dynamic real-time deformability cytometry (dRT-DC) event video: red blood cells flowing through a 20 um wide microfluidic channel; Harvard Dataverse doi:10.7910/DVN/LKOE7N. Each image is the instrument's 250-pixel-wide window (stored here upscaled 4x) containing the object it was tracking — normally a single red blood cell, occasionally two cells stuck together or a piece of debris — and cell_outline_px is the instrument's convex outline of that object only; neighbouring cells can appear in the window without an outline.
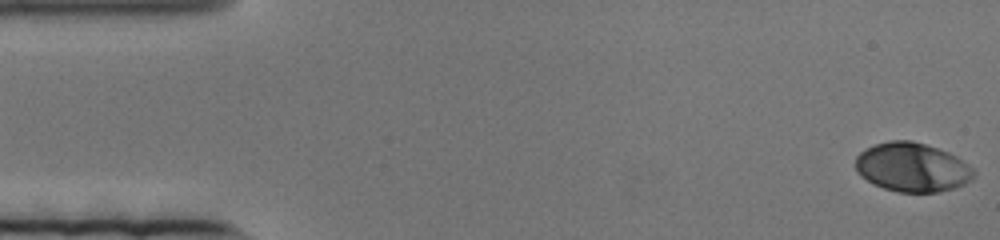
{"species": "human", "species_latin": "Homo sapiens", "temperature_condition": "cold", "stored_images_in_passage": 85, "camera_frame_rate_fps": 3000, "um_per_image_px": 0.085, "donor": {"sex": "female"}, "frame": {"image": 1, "passage_image": 1, "time_ms": 0.0, "image_size_px": [1000, 240], "cell_outline_px": [[976, 176], [972, 180], [964, 184], [952, 188], [936, 192], [896, 192], [872, 184], [860, 176], [856, 172], [856, 156], [864, 148], [888, 140], [912, 140], [948, 152], [956, 156], [968, 164], [976, 172]], "centroid_in_image_um": [77.52, 14.22], "position_along_channel_um": 7.5, "area_um2": 33.99}}
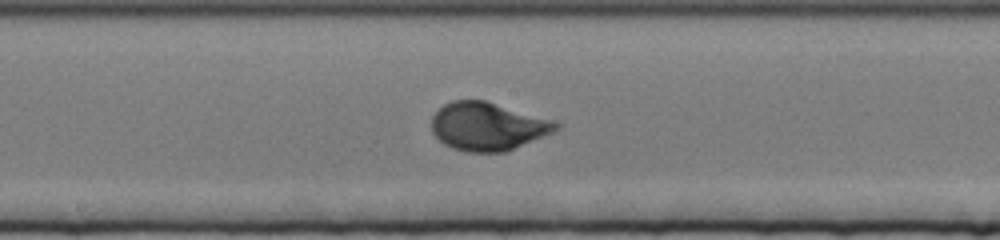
{"frame": {"image": 2, "passage_image": 43, "time_ms": 14.0, "image_size_px": [1000, 240], "cell_outline_px": [[560, 128], [552, 132], [504, 152], [464, 152], [452, 148], [444, 144], [432, 132], [432, 116], [444, 104], [452, 100], [484, 100], [560, 124]], "centroid_in_image_um": [41.37, 10.76], "position_along_channel_um": 206.8, "area_um2": 34.04}}
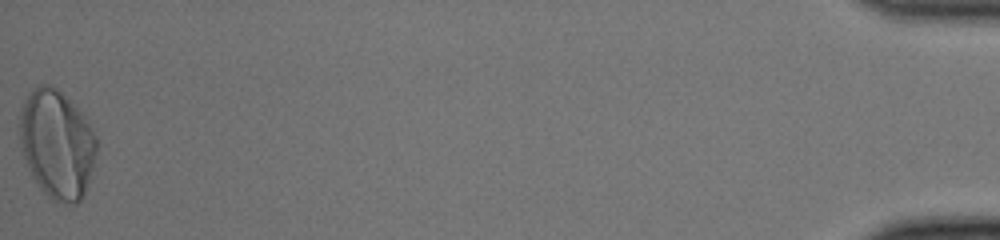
{"frame": {"image": 3, "passage_image": 85, "time_ms": 28.0, "image_size_px": [1000, 240], "cell_outline_px": [[96, 152], [92, 168], [84, 196], [76, 204], [64, 204], [52, 200], [40, 188], [32, 176], [20, 148], [20, 112], [24, 100], [28, 92], [32, 88], [40, 84], [52, 84], [88, 120], [96, 136]], "centroid_in_image_um": [4.82, 12.25], "position_along_channel_um": 430.4, "area_um2": 48.67}}